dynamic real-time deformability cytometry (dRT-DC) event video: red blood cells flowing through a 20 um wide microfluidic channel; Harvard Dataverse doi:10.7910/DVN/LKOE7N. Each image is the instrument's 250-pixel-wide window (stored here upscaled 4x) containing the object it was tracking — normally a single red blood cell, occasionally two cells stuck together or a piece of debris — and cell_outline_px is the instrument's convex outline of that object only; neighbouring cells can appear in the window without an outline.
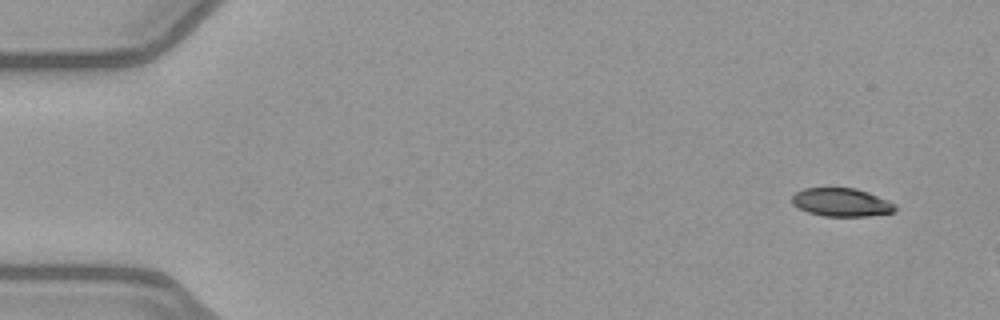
{"species": "common noctule bat (a hibernating species)", "species_latin": "Nyctalus noctula", "temperature_condition": "warm", "stored_images_in_passage": 7, "camera_frame_rate_fps": 3000, "um_per_image_px": 0.085, "animal": {"sex": "female", "body_mass_g": 21.9}, "frame": {"image": 1, "passage_image": 1, "time_ms": 0.0, "image_size_px": [1000, 320], "cell_outline_px": [[896, 212], [868, 216], [824, 216], [808, 212], [792, 204], [792, 196], [796, 192], [804, 188], [856, 188], [868, 192], [888, 200], [896, 204]], "centroid_in_image_um": [71.55, 17.2], "position_along_channel_um": 13.4, "area_um2": 17.05}}